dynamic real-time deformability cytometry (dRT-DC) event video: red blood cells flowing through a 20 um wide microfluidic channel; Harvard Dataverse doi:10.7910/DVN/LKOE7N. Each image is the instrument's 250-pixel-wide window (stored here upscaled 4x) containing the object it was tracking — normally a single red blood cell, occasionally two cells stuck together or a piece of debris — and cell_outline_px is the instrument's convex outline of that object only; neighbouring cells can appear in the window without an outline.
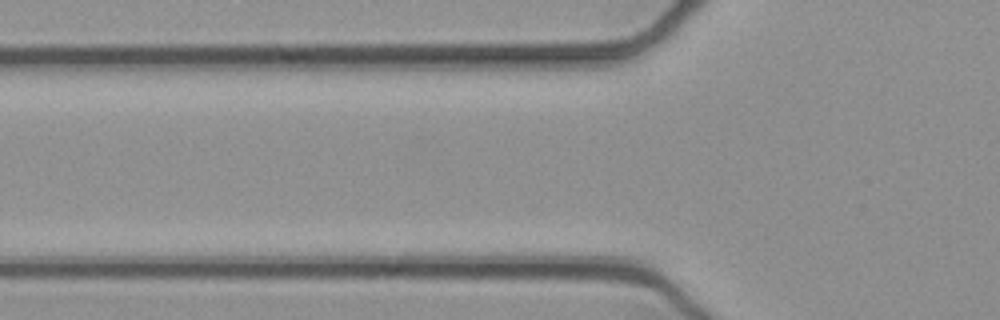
{"species": "common noctule bat (a hibernating species)", "species_latin": "Nyctalus noctula", "temperature_condition": "cold", "stored_images_in_passage": 3, "camera_frame_rate_fps": 3000, "um_per_image_px": 0.085, "animal": {"sex": "female", "body_mass_g": 21.9}, "frame": {"image": 1, "passage_image": 2, "time_ms": 0.333, "image_size_px": [1000, 320], "cell_outline_px": [[648, 288], [464, 280], [464, 276], [488, 272], [624, 276], [644, 280], [648, 284]], "centroid_in_image_um": [47.62, 23.75], "position_along_channel_um": 78.2, "area_um2": 12.48}}